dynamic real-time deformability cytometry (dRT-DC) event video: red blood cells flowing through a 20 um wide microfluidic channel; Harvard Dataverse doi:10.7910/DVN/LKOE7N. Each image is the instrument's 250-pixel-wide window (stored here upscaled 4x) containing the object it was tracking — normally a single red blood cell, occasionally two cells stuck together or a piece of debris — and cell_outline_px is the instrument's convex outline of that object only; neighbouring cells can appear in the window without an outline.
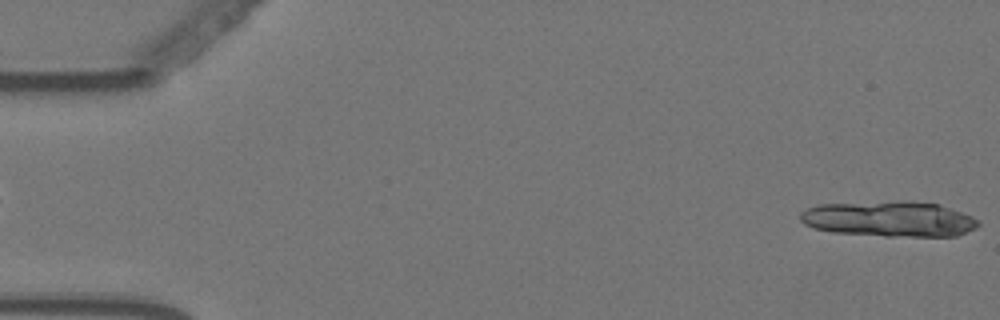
{"species": "Egyptian fruit bat (a non-hibernating species)", "species_latin": "Rousettus aegyptiacus", "temperature_condition": "warm", "stored_images_in_passage": 15, "camera_frame_rate_fps": 3000, "um_per_image_px": 0.085, "animal": {"sex": "female"}, "frame": {"image": 1, "passage_image": 1, "time_ms": 0.0, "image_size_px": [1000, 320], "cell_outline_px": [[976, 224], [972, 228], [964, 232], [952, 236], [916, 236], [844, 232], [816, 228], [808, 224], [800, 216], [804, 212], [812, 208], [828, 204], [936, 204], [968, 216], [976, 220]], "centroid_in_image_um": [75.62, 18.65], "position_along_channel_um": 9.4, "area_um2": 33.06}}